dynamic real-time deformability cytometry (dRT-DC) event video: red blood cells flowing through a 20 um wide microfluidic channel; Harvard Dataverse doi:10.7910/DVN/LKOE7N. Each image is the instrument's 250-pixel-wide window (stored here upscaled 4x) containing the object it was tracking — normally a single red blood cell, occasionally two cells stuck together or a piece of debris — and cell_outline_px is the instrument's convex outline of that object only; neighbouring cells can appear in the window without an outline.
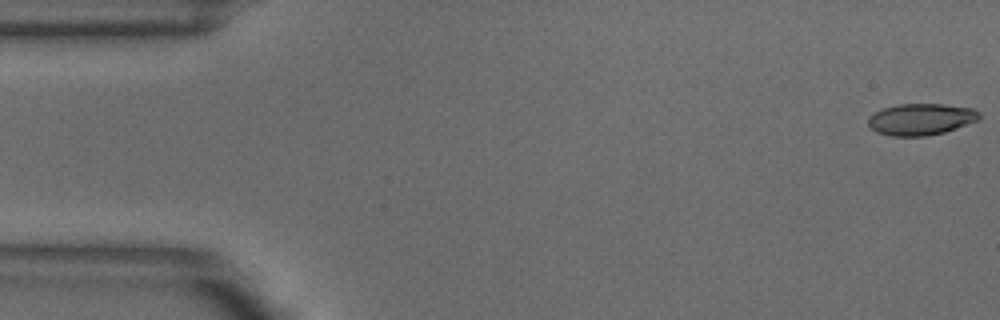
{"species": "common noctule bat (a hibernating species)", "species_latin": "Nyctalus noctula", "temperature_condition": "warm", "stored_images_in_passage": 4, "camera_frame_rate_fps": 3000, "um_per_image_px": 0.085, "animal": {"sex": "male", "body_mass_g": 18.8}, "frame": {"image": 1, "passage_image": 1, "time_ms": 0.0, "image_size_px": [1000, 320], "cell_outline_px": [[980, 120], [944, 132], [924, 136], [892, 136], [876, 132], [868, 124], [868, 116], [884, 108], [900, 104], [940, 104], [972, 108], [980, 112]], "centroid_in_image_um": [78.29, 10.14], "position_along_channel_um": 6.7, "area_um2": 20.35}}
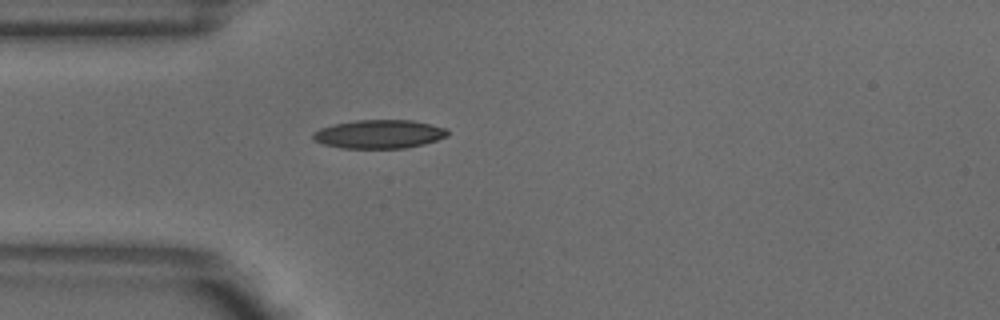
{"frame": {"image": 2, "passage_image": 4, "time_ms": 1.0, "image_size_px": [1000, 320], "cell_outline_px": [[448, 136], [424, 144], [404, 148], [340, 148], [324, 144], [312, 140], [312, 132], [320, 128], [336, 124], [356, 120], [412, 120], [448, 128]], "centroid_in_image_um": [32.22, 11.4], "position_along_channel_um": 52.8, "area_um2": 22.48}}